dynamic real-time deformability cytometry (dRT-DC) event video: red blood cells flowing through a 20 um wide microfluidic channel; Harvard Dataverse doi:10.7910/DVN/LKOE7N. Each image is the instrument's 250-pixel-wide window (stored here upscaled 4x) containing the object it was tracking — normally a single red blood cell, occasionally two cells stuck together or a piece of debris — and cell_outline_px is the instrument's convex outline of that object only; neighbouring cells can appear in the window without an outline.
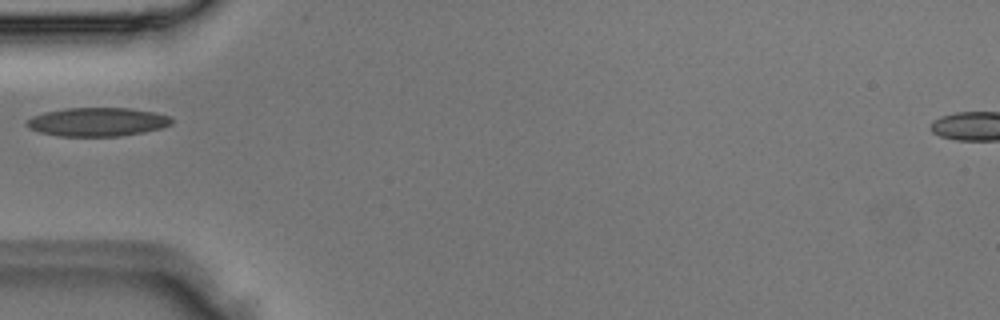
{"species": "Egyptian fruit bat (a non-hibernating species)", "species_latin": "Rousettus aegyptiacus", "temperature_condition": "room temperature", "stored_images_in_passage": 3, "camera_frame_rate_fps": 3000, "um_per_image_px": 0.085, "animal": {"sex": "male"}, "frame": {"image": 1, "passage_image": 3, "time_ms": 0.667, "image_size_px": [1000, 320], "cell_outline_px": [[172, 124], [160, 128], [144, 132], [120, 136], [56, 136], [40, 132], [28, 128], [24, 124], [24, 120], [32, 116], [44, 112], [64, 108], [132, 108], [156, 112], [172, 116]], "centroid_in_image_um": [8.25, 10.35], "position_along_channel_um": 76.7, "area_um2": 24.57}}